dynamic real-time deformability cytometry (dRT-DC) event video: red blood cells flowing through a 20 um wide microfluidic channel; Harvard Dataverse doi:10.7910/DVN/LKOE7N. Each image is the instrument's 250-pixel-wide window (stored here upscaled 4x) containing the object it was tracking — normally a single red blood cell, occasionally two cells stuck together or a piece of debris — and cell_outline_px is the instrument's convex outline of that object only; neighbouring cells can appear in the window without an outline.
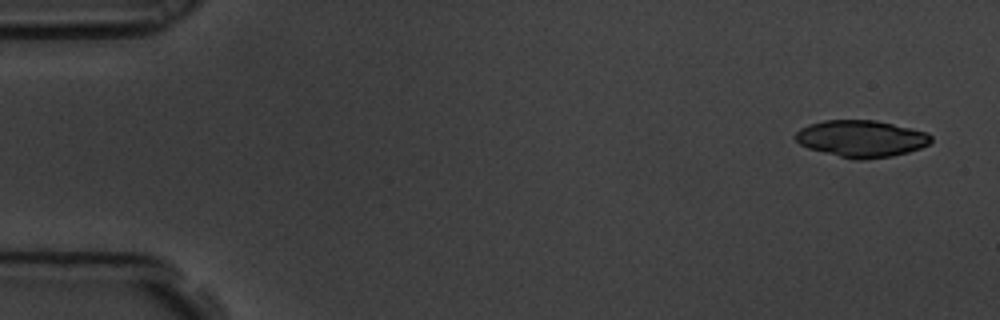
{"species": "common noctule bat (a hibernating species)", "species_latin": "Nyctalus noctula", "temperature_condition": "room temperature", "stored_images_in_passage": 6, "camera_frame_rate_fps": 3000, "um_per_image_px": 0.085, "animal": {"sex": "male", "body_mass_g": 19.5, "forearm_length_mm": 54.6}, "frame": {"image": 1, "passage_image": 1, "time_ms": 0.0, "image_size_px": [1000, 320], "cell_outline_px": [[932, 140], [928, 144], [920, 148], [908, 152], [892, 156], [864, 160], [856, 160], [808, 148], [800, 144], [792, 136], [800, 128], [808, 124], [824, 120], [876, 120], [912, 128], [928, 132], [932, 136]], "centroid_in_image_um": [73.21, 11.77], "position_along_channel_um": 11.8, "area_um2": 29.25}}